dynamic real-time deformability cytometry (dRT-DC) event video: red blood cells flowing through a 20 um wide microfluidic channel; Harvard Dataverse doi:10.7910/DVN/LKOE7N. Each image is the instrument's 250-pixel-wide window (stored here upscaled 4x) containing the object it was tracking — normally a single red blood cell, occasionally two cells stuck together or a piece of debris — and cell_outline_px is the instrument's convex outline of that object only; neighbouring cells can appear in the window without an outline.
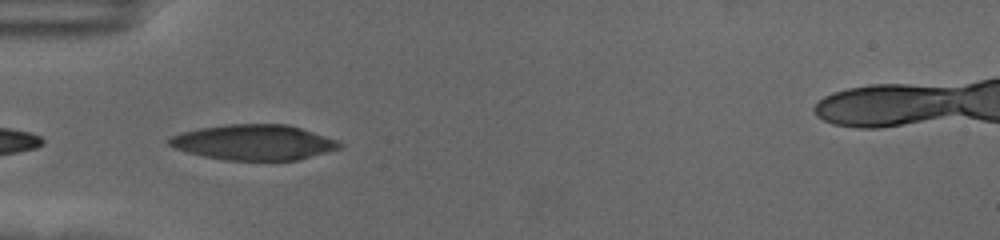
{"species": "human", "species_latin": "Homo sapiens", "temperature_condition": "cold", "stored_images_in_passage": 40, "camera_frame_rate_fps": 3000, "um_per_image_px": 0.085, "donor": {"sex": "female"}, "frame": {"image": 1, "passage_image": 1, "time_ms": 0.0, "image_size_px": [1000, 240], "cell_outline_px": [[344, 144], [340, 148], [300, 160], [224, 160], [204, 156], [188, 152], [176, 148], [168, 144], [168, 140], [172, 136], [180, 132], [200, 128], [228, 124], [288, 124], [340, 140]], "centroid_in_image_um": [21.62, 12.1], "position_along_channel_um": 63.4, "area_um2": 35.2}}
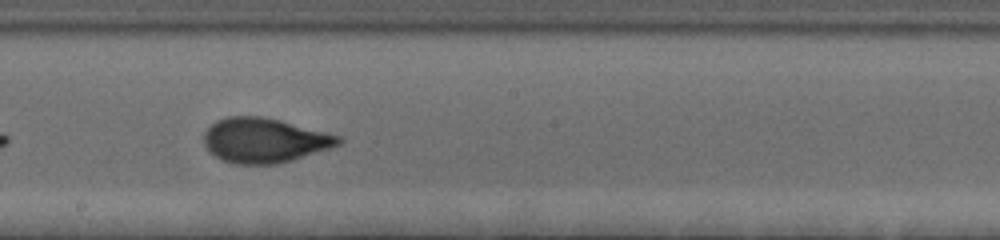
{"frame": {"image": 2, "passage_image": 15, "time_ms": 4.667, "image_size_px": [1000, 240], "cell_outline_px": [[344, 140], [340, 144], [292, 160], [276, 164], [236, 164], [224, 160], [208, 152], [204, 144], [204, 132], [216, 120], [228, 116], [260, 116], [280, 120], [344, 136]], "centroid_in_image_um": [22.48, 11.92], "position_along_channel_um": 225.7, "area_um2": 35.08}}
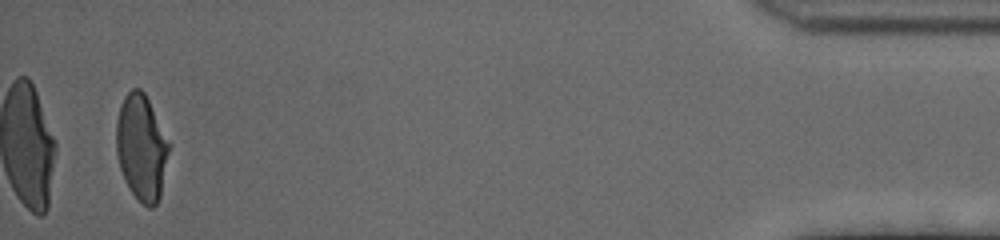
{"frame": {"image": 3, "passage_image": 38, "time_ms": 12.333, "image_size_px": [1000, 240], "cell_outline_px": [[168, 152], [160, 196], [156, 204], [152, 208], [148, 208], [128, 188], [124, 180], [120, 168], [116, 152], [116, 120], [120, 104], [124, 96], [132, 88], [140, 88], [144, 92], [148, 100], [168, 144]], "centroid_in_image_um": [11.97, 12.53], "position_along_channel_um": 423.2, "area_um2": 31.85}, "authors_computed_cell_mechanics": {"area_um2": 34.4488, "velocity_mm_per_s": 3.5344, "shape_relaxation_time_tau1_ms": 5.736, "shape_relaxation_time_tau2_ms": 0.9088, "deformation_change_tau1": 0.2071, "deformation_change_tau2": 0.0581}}